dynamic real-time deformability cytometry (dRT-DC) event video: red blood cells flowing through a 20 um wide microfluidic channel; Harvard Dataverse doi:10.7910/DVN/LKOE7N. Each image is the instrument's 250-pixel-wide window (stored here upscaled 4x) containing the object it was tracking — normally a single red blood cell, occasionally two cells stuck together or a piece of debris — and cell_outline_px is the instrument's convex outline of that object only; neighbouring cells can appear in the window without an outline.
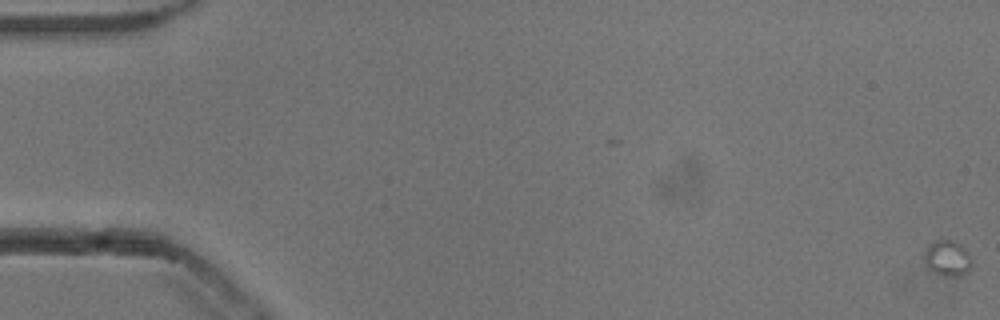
{"species": "common noctule bat (a hibernating species)", "species_latin": "Nyctalus noctula", "temperature_condition": "cold", "stored_images_in_passage": 12, "camera_frame_rate_fps": 3000, "um_per_image_px": 0.085, "animal": {"sex": "male", "body_mass_g": 13.3}, "frame": {"image": 1, "passage_image": 1, "time_ms": 0.0, "image_size_px": [1000, 320], "cell_outline_px": [[972, 268], [960, 276], [944, 276], [928, 268], [924, 260], [924, 252], [928, 244], [936, 240], [956, 240], [972, 256]], "centroid_in_image_um": [80.56, 21.93], "position_along_channel_um": 4.4, "area_um2": 10.06}}